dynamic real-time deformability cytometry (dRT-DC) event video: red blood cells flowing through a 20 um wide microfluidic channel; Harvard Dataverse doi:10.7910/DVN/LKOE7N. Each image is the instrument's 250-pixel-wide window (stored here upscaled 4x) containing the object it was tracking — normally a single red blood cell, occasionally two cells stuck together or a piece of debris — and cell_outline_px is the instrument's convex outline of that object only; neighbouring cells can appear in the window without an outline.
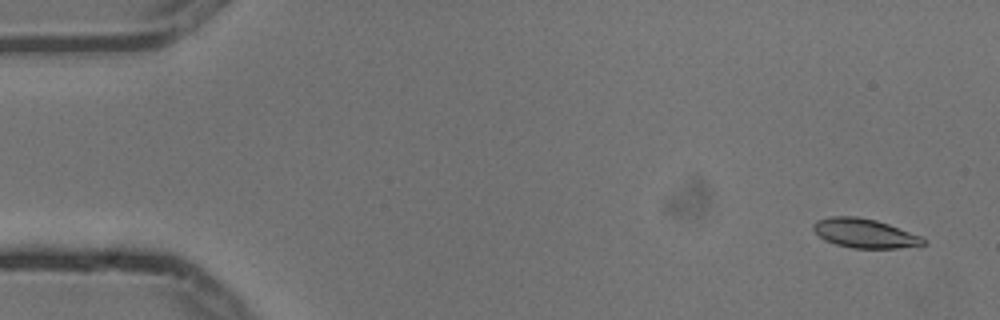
{"species": "common noctule bat (a hibernating species)", "species_latin": "Nyctalus noctula", "temperature_condition": "cold", "stored_images_in_passage": 8, "camera_frame_rate_fps": 3000, "um_per_image_px": 0.085, "animal": {"sex": "male", "body_mass_g": 13.3}, "frame": {"image": 1, "passage_image": 1, "time_ms": 0.0, "image_size_px": [1000, 320], "cell_outline_px": [[928, 244], [920, 248], [852, 248], [836, 244], [824, 240], [812, 228], [812, 224], [816, 220], [832, 216], [856, 216], [876, 220], [924, 236], [928, 240]], "centroid_in_image_um": [73.61, 19.85], "position_along_channel_um": 11.4, "area_um2": 19.25}}
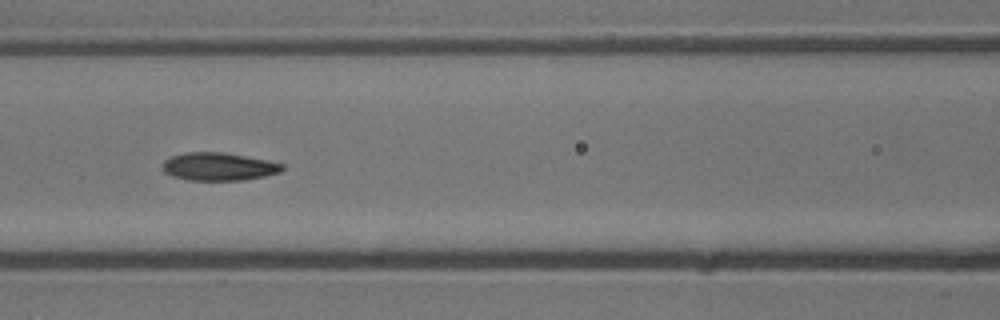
{"frame": {"image": 2, "passage_image": 7, "time_ms": 2.0, "image_size_px": [1000, 320], "cell_outline_px": [[284, 168], [280, 172], [264, 176], [244, 180], [188, 180], [172, 176], [164, 172], [164, 160], [172, 156], [184, 152], [224, 152], [268, 160], [284, 164]], "centroid_in_image_um": [18.6, 14.15], "position_along_channel_um": 148.0, "area_um2": 19.48}}
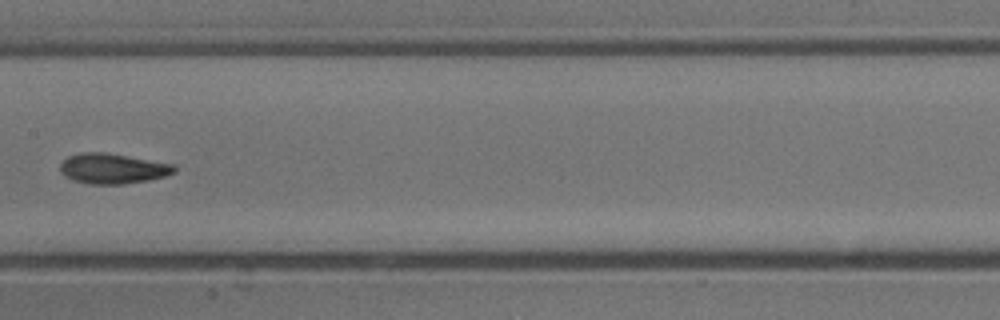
{"frame": {"image": 3, "passage_image": 8, "time_ms": 2.333, "image_size_px": [1000, 320], "cell_outline_px": [[176, 172], [164, 176], [148, 180], [124, 184], [88, 184], [64, 176], [60, 172], [60, 164], [68, 156], [84, 152], [104, 152], [176, 164]], "centroid_in_image_um": [9.6, 14.32], "position_along_channel_um": 197.8, "area_um2": 20.11}}